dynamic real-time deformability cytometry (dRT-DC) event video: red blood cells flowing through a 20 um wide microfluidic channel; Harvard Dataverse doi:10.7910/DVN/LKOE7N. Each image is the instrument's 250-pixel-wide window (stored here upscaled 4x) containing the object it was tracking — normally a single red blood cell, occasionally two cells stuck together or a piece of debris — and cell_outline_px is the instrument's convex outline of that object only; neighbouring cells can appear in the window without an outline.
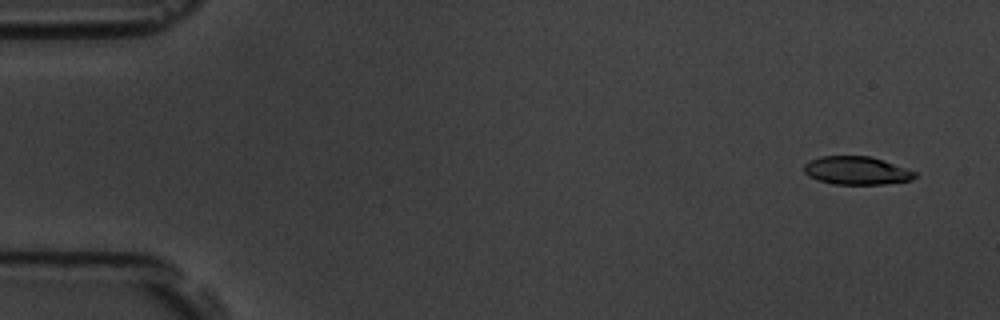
{"species": "common noctule bat (a hibernating species)", "species_latin": "Nyctalus noctula", "temperature_condition": "room temperature", "stored_images_in_passage": 6, "camera_frame_rate_fps": 3000, "um_per_image_px": 0.085, "animal": {"sex": "male", "body_mass_g": 19.5, "forearm_length_mm": 54.6}, "frame": {"image": 1, "passage_image": 1, "time_ms": 0.0, "image_size_px": [1000, 320], "cell_outline_px": [[916, 176], [912, 180], [884, 184], [832, 184], [816, 180], [808, 176], [804, 172], [804, 164], [808, 160], [820, 156], [872, 156], [916, 172]], "centroid_in_image_um": [72.76, 14.5], "position_along_channel_um": 12.2, "area_um2": 18.32}}
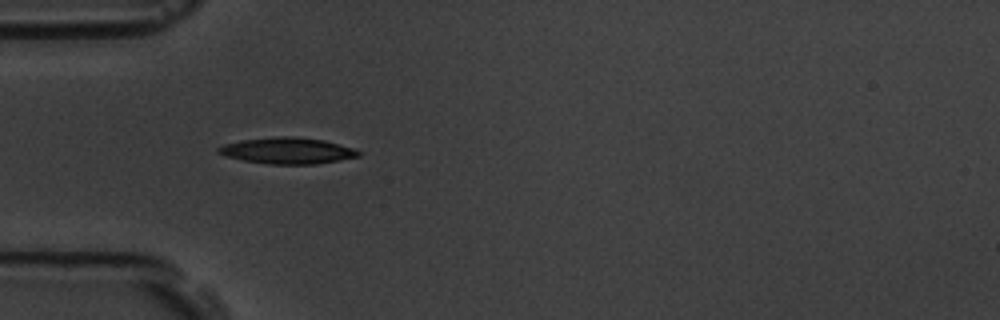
{"frame": {"image": 2, "passage_image": 5, "time_ms": 4.667, "image_size_px": [1000, 320], "cell_outline_px": [[360, 156], [316, 164], [268, 164], [244, 160], [228, 156], [216, 152], [216, 148], [224, 144], [240, 140], [276, 136], [292, 136], [324, 140], [352, 148], [360, 152]], "centroid_in_image_um": [24.4, 12.8], "position_along_channel_um": 60.6, "area_um2": 21.27}}
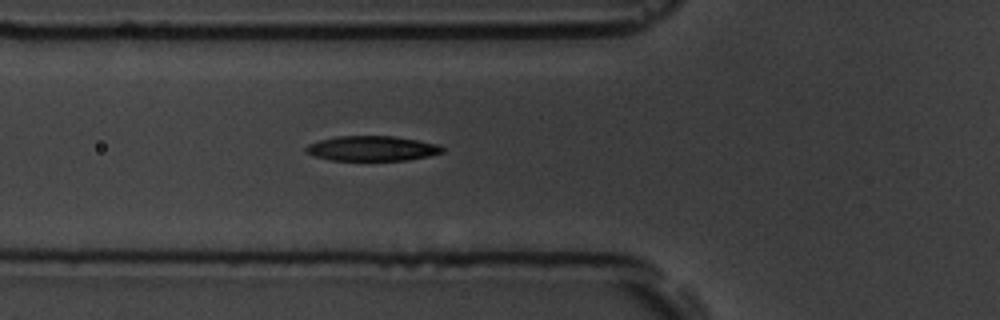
{"frame": {"image": 3, "passage_image": 6, "time_ms": 5.667, "image_size_px": [1000, 320], "cell_outline_px": [[444, 152], [428, 156], [408, 160], [332, 160], [312, 156], [304, 152], [304, 148], [308, 144], [320, 140], [336, 136], [392, 136], [440, 144], [444, 148]], "centroid_in_image_um": [31.6, 12.62], "position_along_channel_um": 94.2, "area_um2": 19.94}}